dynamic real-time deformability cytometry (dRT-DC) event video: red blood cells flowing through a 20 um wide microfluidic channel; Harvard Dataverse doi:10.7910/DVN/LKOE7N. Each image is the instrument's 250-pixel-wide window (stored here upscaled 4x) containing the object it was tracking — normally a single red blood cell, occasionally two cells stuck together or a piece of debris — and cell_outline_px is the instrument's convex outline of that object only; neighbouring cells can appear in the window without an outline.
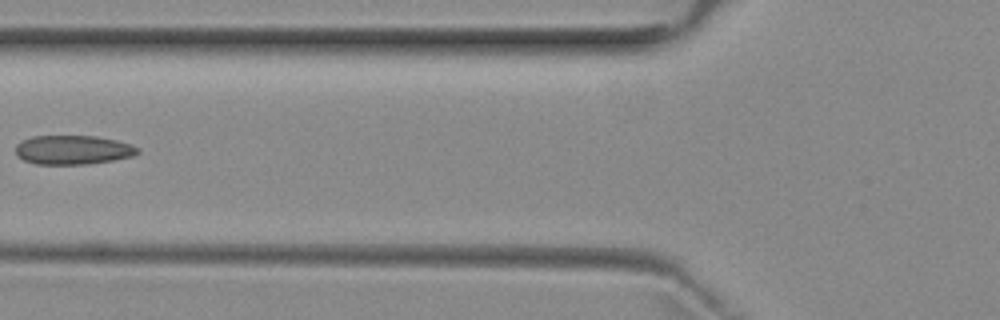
{"species": "common noctule bat (a hibernating species)", "species_latin": "Nyctalus noctula", "temperature_condition": "room temperature", "stored_images_in_passage": 7, "camera_frame_rate_fps": 3000, "um_per_image_px": 0.085, "animal": {"sex": "female", "body_mass_g": 29.2, "forearm_length_mm": 56.3}, "frame": {"image": 1, "passage_image": 6, "time_ms": 6.0, "image_size_px": [1000, 320], "cell_outline_px": [[140, 152], [132, 156], [112, 160], [88, 164], [36, 164], [24, 160], [16, 156], [16, 144], [20, 140], [32, 136], [96, 136], [116, 140], [132, 144], [140, 148]], "centroid_in_image_um": [6.19, 12.73], "position_along_channel_um": 119.6, "area_um2": 20.87}}
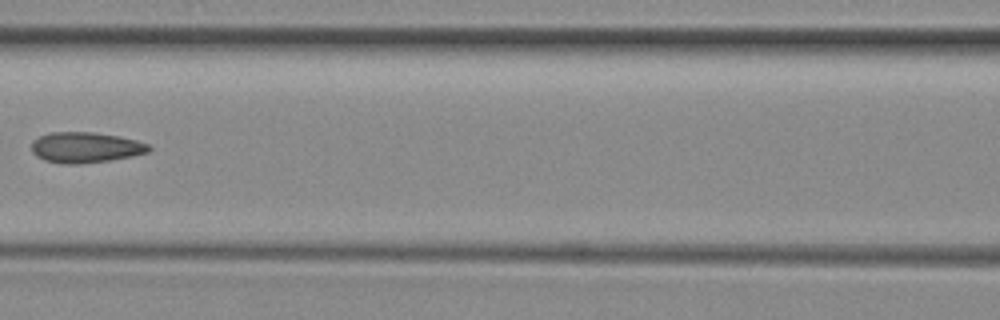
{"frame": {"image": 2, "passage_image": 7, "time_ms": 7.0, "image_size_px": [1000, 320], "cell_outline_px": [[152, 148], [148, 152], [132, 156], [112, 160], [80, 164], [64, 164], [44, 160], [36, 156], [32, 152], [32, 140], [40, 136], [52, 132], [92, 132], [120, 136], [136, 140], [148, 144]], "centroid_in_image_um": [7.27, 12.54], "position_along_channel_um": 159.3, "area_um2": 21.04}}